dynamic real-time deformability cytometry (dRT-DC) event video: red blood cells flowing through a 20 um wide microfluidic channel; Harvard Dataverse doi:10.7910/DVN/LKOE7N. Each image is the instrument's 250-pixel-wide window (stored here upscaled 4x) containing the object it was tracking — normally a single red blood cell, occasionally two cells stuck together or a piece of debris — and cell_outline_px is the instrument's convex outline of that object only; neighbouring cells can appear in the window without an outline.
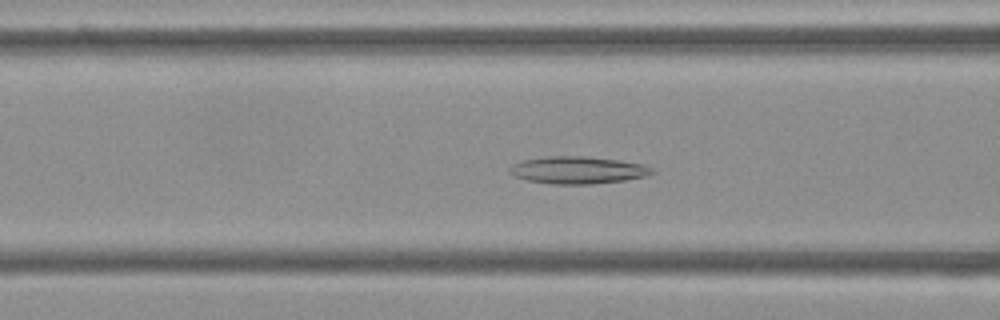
{"species": "Egyptian fruit bat (a non-hibernating species)", "species_latin": "Rousettus aegyptiacus", "temperature_condition": "cold", "stored_images_in_passage": 54, "camera_frame_rate_fps": 3000, "um_per_image_px": 0.085, "frame": {"image": 1, "passage_image": 21, "time_ms": 6.667, "image_size_px": [1000, 320], "cell_outline_px": [[656, 172], [644, 176], [624, 180], [592, 184], [552, 184], [528, 180], [512, 176], [508, 172], [508, 168], [512, 164], [524, 160], [548, 156], [584, 156], [620, 160], [644, 164], [652, 168]], "centroid_in_image_um": [49.09, 14.45], "position_along_channel_um": 117.5, "area_um2": 22.72}}
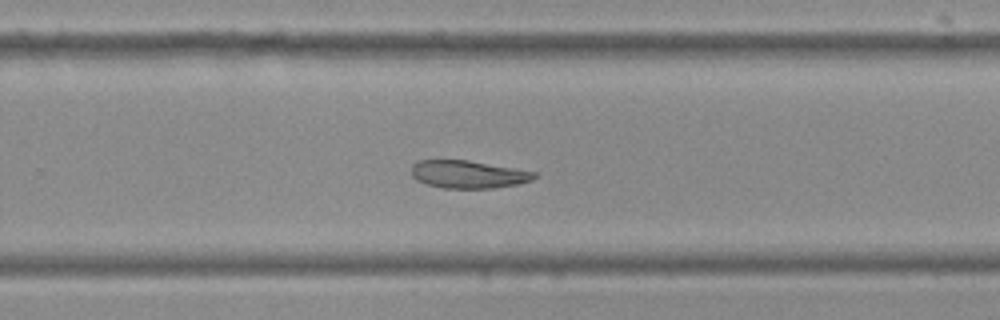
{"frame": {"image": 2, "passage_image": 35, "time_ms": 11.333, "image_size_px": [1000, 320], "cell_outline_px": [[536, 176], [532, 180], [516, 184], [492, 188], [444, 188], [428, 184], [416, 180], [412, 176], [412, 164], [416, 160], [468, 160], [536, 172]], "centroid_in_image_um": [39.76, 14.81], "position_along_channel_um": 290.0, "area_um2": 19.71}}
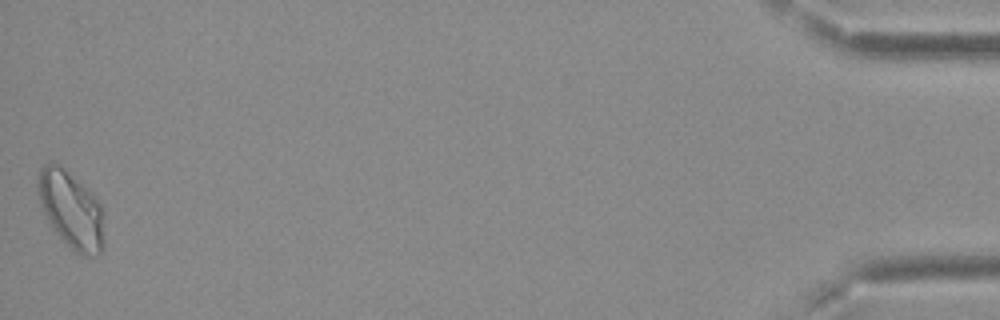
{"frame": {"image": 3, "passage_image": 54, "time_ms": 17.667, "image_size_px": [1000, 320], "cell_outline_px": [[104, 248], [96, 256], [80, 256], [48, 224], [36, 192], [36, 176], [40, 168], [44, 164], [52, 160], [60, 164], [88, 188], [96, 196], [104, 212]], "centroid_in_image_um": [6.04, 17.78], "position_along_channel_um": 429.2, "area_um2": 30.69}, "authors_computed_cell_mechanics": {"area_um2": 23.3512, "velocity_mm_per_s": 3.6992, "shape_relaxation_time_tau1_ms": null, "shape_relaxation_time_tau2_ms": 9.9437, "deformation_change_tau1": null, "deformation_change_tau2": 0.1221}}